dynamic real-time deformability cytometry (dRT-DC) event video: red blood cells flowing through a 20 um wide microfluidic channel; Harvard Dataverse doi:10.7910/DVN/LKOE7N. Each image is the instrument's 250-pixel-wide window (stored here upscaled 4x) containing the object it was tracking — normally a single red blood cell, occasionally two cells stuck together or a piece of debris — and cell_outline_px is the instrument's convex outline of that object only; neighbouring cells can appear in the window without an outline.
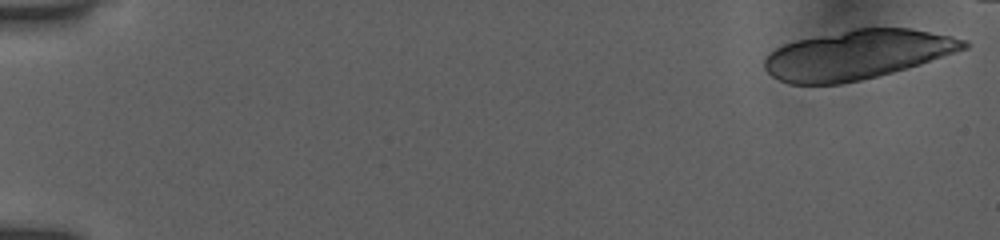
{"species": "human", "species_latin": "Homo sapiens", "temperature_condition": "room temperature", "stored_images_in_passage": 18, "camera_frame_rate_fps": 3000, "um_per_image_px": 0.085, "donor": {"sex": "female"}, "frame": {"image": 1, "passage_image": 1, "time_ms": 0.0, "image_size_px": [1000, 240], "cell_outline_px": [[968, 48], [920, 64], [892, 72], [860, 80], [840, 84], [788, 84], [772, 76], [764, 68], [764, 60], [776, 48], [784, 44], [796, 40], [852, 28], [912, 28], [952, 36], [968, 40]], "centroid_in_image_um": [72.88, 4.64], "position_along_channel_um": 12.1, "area_um2": 57.05}}
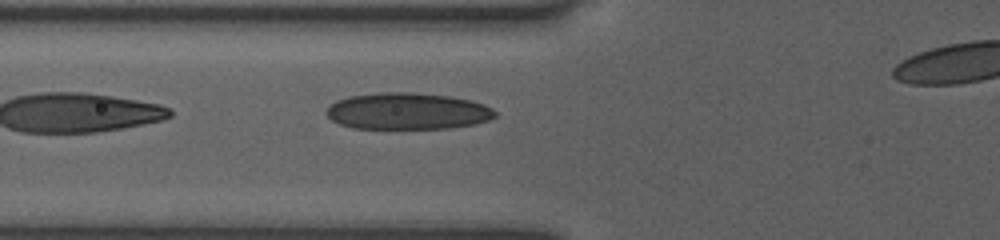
{"frame": {"image": 2, "passage_image": 18, "time_ms": 5.667, "image_size_px": [1000, 240], "cell_outline_px": [[496, 116], [488, 120], [476, 124], [448, 128], [352, 128], [340, 124], [332, 120], [324, 112], [336, 100], [348, 96], [380, 92], [412, 92], [452, 96], [472, 100], [484, 104], [492, 108], [496, 112]], "centroid_in_image_um": [34.65, 9.44], "position_along_channel_um": 91.2, "area_um2": 36.18}}